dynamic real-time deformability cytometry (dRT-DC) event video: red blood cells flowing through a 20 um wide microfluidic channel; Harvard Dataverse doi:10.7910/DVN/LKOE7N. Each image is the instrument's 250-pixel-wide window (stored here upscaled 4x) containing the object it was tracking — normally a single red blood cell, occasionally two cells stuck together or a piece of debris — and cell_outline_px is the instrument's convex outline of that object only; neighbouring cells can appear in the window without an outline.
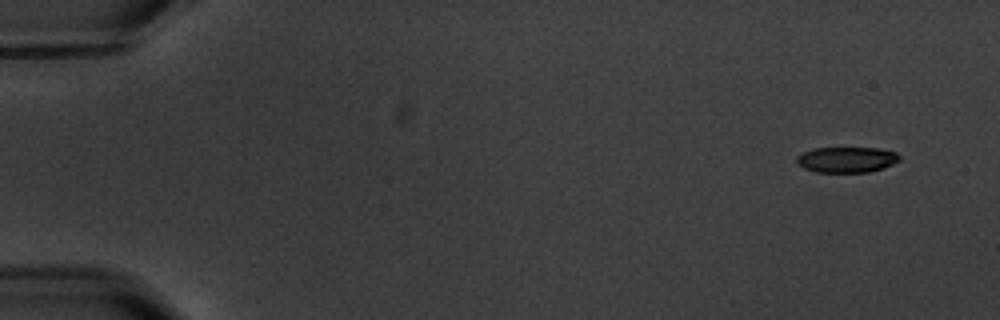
{"species": "common noctule bat (a hibernating species)", "species_latin": "Nyctalus noctula", "temperature_condition": "warm", "stored_images_in_passage": 4, "camera_frame_rate_fps": 3000, "um_per_image_px": 0.085, "animal": {"sex": "male", "body_mass_g": 20.1, "forearm_length_mm": 53.5}, "frame": {"image": 1, "passage_image": 1, "time_ms": 0.0, "image_size_px": [1000, 320], "cell_outline_px": [[900, 160], [884, 168], [868, 172], [816, 172], [804, 168], [796, 164], [796, 156], [812, 148], [876, 148], [896, 152], [900, 156]], "centroid_in_image_um": [71.95, 13.57], "position_along_channel_um": 13.1, "area_um2": 15.43}}